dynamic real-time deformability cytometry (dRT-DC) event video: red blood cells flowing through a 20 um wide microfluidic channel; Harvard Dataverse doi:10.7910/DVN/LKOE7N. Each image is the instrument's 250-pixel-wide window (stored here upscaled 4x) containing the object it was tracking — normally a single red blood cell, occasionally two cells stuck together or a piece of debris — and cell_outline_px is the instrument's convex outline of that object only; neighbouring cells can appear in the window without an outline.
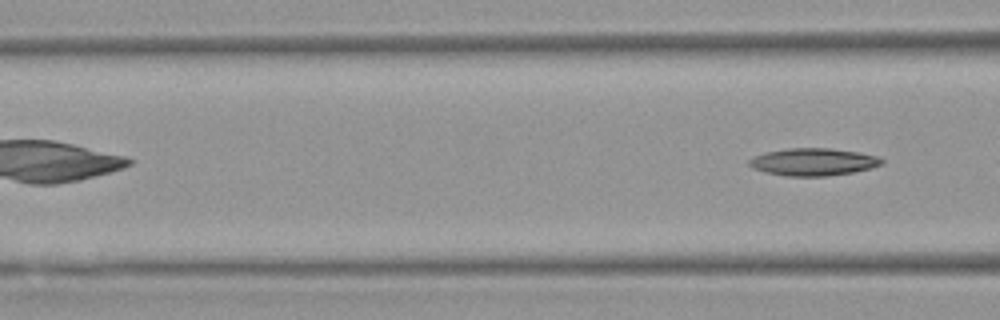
{"species": "Egyptian fruit bat (a non-hibernating species)", "species_latin": "Rousettus aegyptiacus", "temperature_condition": "warm", "stored_images_in_passage": 5, "camera_frame_rate_fps": 3000, "um_per_image_px": 0.085, "animal": {"sex": "female"}, "frame": {"image": 1, "passage_image": 5, "time_ms": 5.667, "image_size_px": [1000, 320], "cell_outline_px": [[884, 164], [872, 168], [852, 172], [828, 176], [784, 176], [764, 172], [752, 168], [748, 164], [748, 160], [764, 152], [788, 148], [832, 148], [860, 152], [880, 156], [884, 160]], "centroid_in_image_um": [69.16, 13.76], "position_along_channel_um": 97.4, "area_um2": 21.5}}